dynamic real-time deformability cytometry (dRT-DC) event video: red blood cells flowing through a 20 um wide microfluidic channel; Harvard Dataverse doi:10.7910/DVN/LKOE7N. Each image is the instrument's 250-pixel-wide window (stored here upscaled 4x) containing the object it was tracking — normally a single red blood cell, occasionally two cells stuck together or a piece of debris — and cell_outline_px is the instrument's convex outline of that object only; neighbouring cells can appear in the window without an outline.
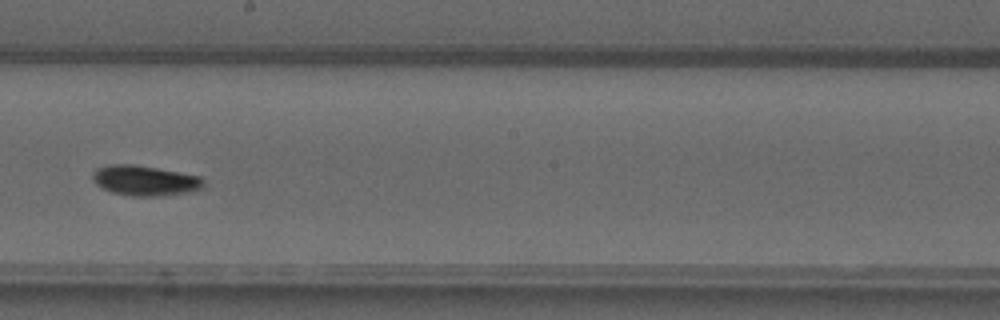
{"species": "common noctule bat (a hibernating species)", "species_latin": "Nyctalus noctula", "temperature_condition": "warm", "stored_images_in_passage": 47, "camera_frame_rate_fps": 3000, "um_per_image_px": 0.085, "animal": {"sex": "male", "forearm_length_mm": 52.5}, "frame": {"image": 1, "passage_image": 27, "time_ms": 8.667, "image_size_px": [1000, 320], "cell_outline_px": [[204, 188], [188, 192], [160, 196], [132, 196], [112, 192], [96, 184], [92, 180], [92, 172], [96, 168], [108, 164], [136, 164], [200, 176], [204, 180]], "centroid_in_image_um": [12.31, 15.34], "position_along_channel_um": 235.9, "area_um2": 19.65}}
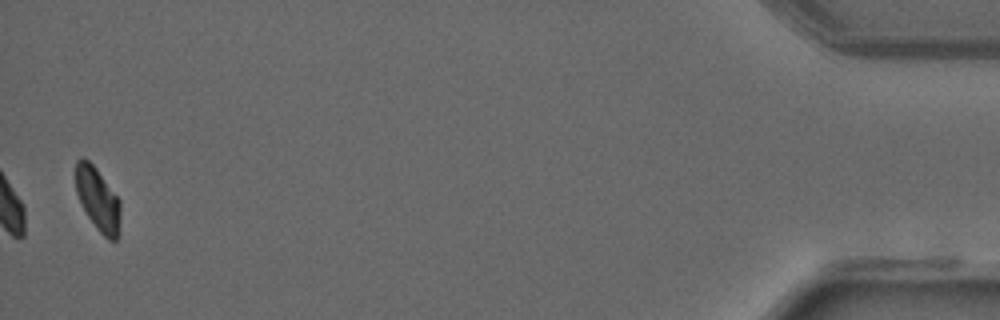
{"frame": {"image": 2, "passage_image": 47, "time_ms": 15.333, "image_size_px": [1000, 320], "cell_outline_px": [[120, 216], [116, 240], [108, 240], [96, 228], [88, 216], [76, 192], [76, 160], [80, 156], [84, 156], [96, 168], [120, 200]], "centroid_in_image_um": [8.3, 16.89], "position_along_channel_um": 426.9, "area_um2": 16.24}}